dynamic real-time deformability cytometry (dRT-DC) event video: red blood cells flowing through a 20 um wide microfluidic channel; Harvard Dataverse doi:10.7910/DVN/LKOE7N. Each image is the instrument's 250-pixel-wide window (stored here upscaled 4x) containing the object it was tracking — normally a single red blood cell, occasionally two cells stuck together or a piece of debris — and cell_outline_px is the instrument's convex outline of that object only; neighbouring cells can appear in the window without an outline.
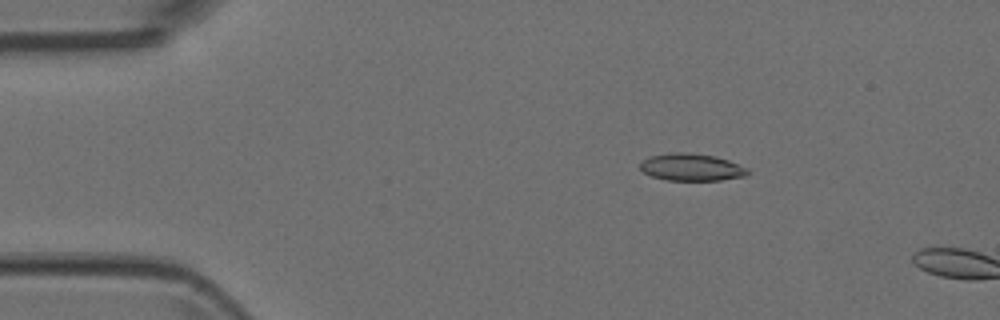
{"species": "Egyptian fruit bat (a non-hibernating species)", "species_latin": "Rousettus aegyptiacus", "temperature_condition": "room temperature", "stored_images_in_passage": 4, "camera_frame_rate_fps": 3000, "um_per_image_px": 0.085, "animal": {"sex": "female"}, "frame": {"image": 1, "passage_image": 3, "time_ms": 0.667, "image_size_px": [1000, 320], "cell_outline_px": [[748, 176], [720, 180], [668, 180], [652, 176], [644, 172], [640, 168], [640, 164], [648, 156], [668, 152], [688, 152], [716, 156], [728, 160], [748, 168]], "centroid_in_image_um": [58.78, 14.2], "position_along_channel_um": 26.2, "area_um2": 17.17}}